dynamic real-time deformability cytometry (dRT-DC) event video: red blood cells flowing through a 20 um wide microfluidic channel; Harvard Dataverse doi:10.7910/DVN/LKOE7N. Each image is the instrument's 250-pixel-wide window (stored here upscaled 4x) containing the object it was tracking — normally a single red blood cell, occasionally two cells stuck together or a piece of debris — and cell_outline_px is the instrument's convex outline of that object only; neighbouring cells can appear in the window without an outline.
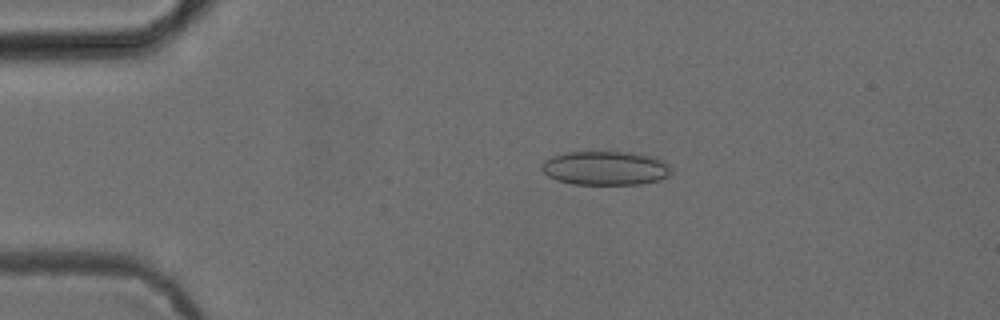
{"species": "common noctule bat (a hibernating species)", "species_latin": "Nyctalus noctula", "temperature_condition": "cold", "stored_images_in_passage": 49, "camera_frame_rate_fps": 3000, "um_per_image_px": 0.085, "animal": {"sex": "female", "body_mass_g": 24.6, "forearm_length_mm": 56.2}, "frame": {"image": 1, "passage_image": 11, "time_ms": 3.333, "image_size_px": [1000, 320], "cell_outline_px": [[672, 172], [668, 176], [660, 180], [640, 184], [572, 184], [556, 180], [548, 176], [540, 168], [540, 164], [544, 160], [552, 156], [564, 152], [628, 152], [652, 156], [664, 160], [672, 164]], "centroid_in_image_um": [51.48, 14.29], "position_along_channel_um": 33.5, "area_um2": 26.07}}
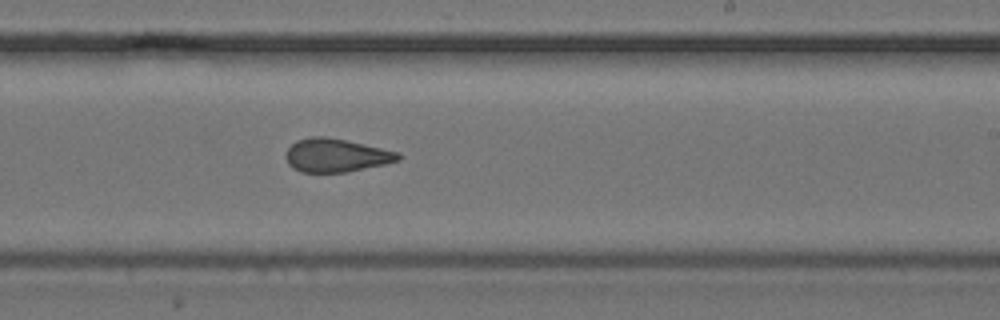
{"frame": {"image": 2, "passage_image": 32, "time_ms": 10.333, "image_size_px": [1000, 320], "cell_outline_px": [[400, 160], [384, 164], [348, 172], [300, 172], [292, 168], [288, 164], [284, 156], [284, 152], [296, 140], [312, 136], [328, 136], [400, 152]], "centroid_in_image_um": [28.52, 13.2], "position_along_channel_um": 260.5, "area_um2": 22.08}}
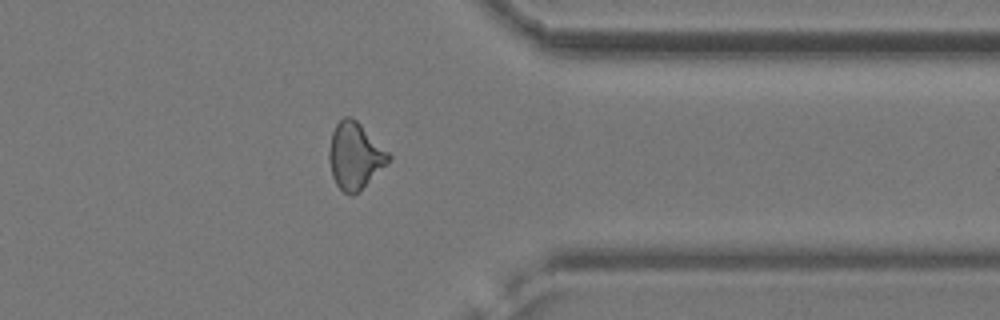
{"frame": {"image": 3, "passage_image": 42, "time_ms": 13.667, "image_size_px": [1000, 320], "cell_outline_px": [[392, 160], [352, 196], [344, 192], [336, 184], [332, 176], [328, 160], [328, 148], [332, 132], [336, 124], [344, 116], [352, 116], [392, 156]], "centroid_in_image_um": [30.15, 13.23], "position_along_channel_um": 381.3, "area_um2": 22.89}, "authors_computed_cell_mechanics": {"area_um2": 22.6576, "velocity_mm_per_s": 3.8793, "shape_relaxation_time_tau1_ms": null, "shape_relaxation_time_tau2_ms": 2.393, "deformation_change_tau1": null, "deformation_change_tau2": 0.1009}}